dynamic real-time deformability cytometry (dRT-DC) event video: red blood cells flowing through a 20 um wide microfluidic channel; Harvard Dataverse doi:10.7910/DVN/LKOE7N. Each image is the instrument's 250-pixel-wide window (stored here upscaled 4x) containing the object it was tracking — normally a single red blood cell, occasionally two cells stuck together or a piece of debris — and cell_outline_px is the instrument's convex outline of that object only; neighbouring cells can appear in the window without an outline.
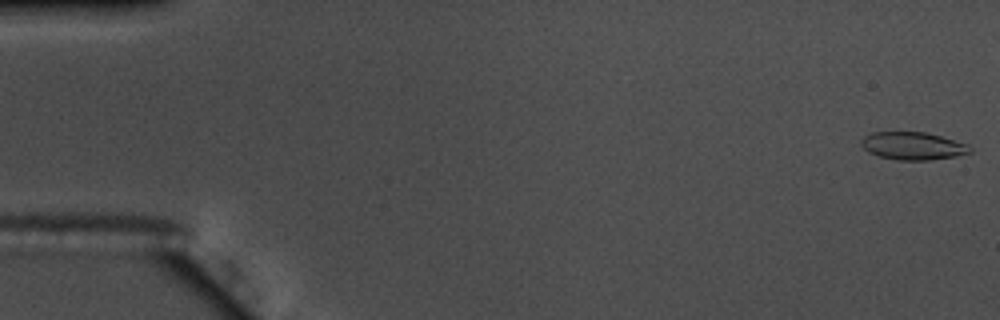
{"species": "common noctule bat (a hibernating species)", "species_latin": "Nyctalus noctula", "temperature_condition": "warm", "stored_images_in_passage": 54, "camera_frame_rate_fps": 3000, "um_per_image_px": 0.085, "animal": {"sex": "male", "body_mass_g": 17.5, "forearm_length_mm": 52.3}, "frame": {"image": 1, "passage_image": 1, "time_ms": 0.0, "image_size_px": [1000, 320], "cell_outline_px": [[972, 152], [956, 156], [928, 160], [896, 160], [880, 156], [868, 152], [860, 144], [860, 140], [864, 136], [872, 132], [924, 132], [940, 136], [968, 144], [972, 148]], "centroid_in_image_um": [77.58, 12.4], "position_along_channel_um": 7.4, "area_um2": 17.57}}
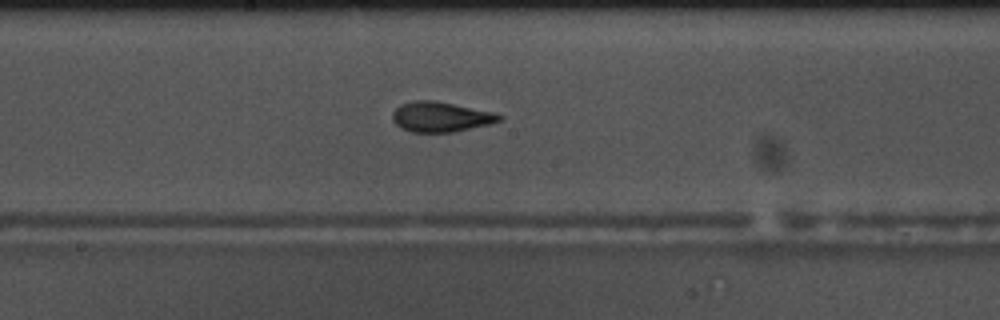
{"frame": {"image": 2, "passage_image": 30, "time_ms": 9.667, "image_size_px": [1000, 320], "cell_outline_px": [[504, 116], [500, 120], [488, 124], [452, 132], [408, 132], [400, 128], [392, 120], [392, 112], [400, 104], [416, 100], [432, 100], [492, 112]], "centroid_in_image_um": [37.39, 9.94], "position_along_channel_um": 210.8, "area_um2": 18.5}}
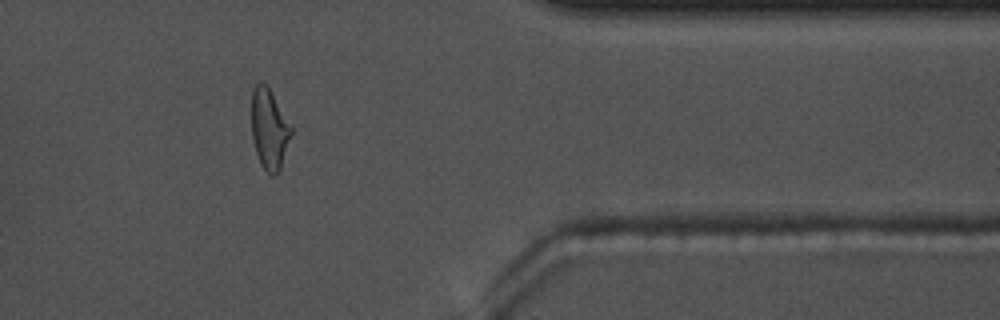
{"frame": {"image": 3, "passage_image": 46, "time_ms": 15.0, "image_size_px": [1000, 320], "cell_outline_px": [[292, 136], [280, 168], [276, 176], [272, 176], [260, 164], [256, 152], [252, 136], [252, 92], [256, 84], [260, 80], [268, 84], [292, 128]], "centroid_in_image_um": [22.89, 10.94], "position_along_channel_um": 388.5, "area_um2": 18.67}, "authors_computed_cell_mechanics": {"area_um2": 18.0914, "velocity_mm_per_s": 3.6844, "shape_relaxation_time_tau1_ms": 4.6305, "shape_relaxation_time_tau2_ms": 1.9747, "deformation_change_tau1": 0.1847, "deformation_change_tau2": 0.0833}}